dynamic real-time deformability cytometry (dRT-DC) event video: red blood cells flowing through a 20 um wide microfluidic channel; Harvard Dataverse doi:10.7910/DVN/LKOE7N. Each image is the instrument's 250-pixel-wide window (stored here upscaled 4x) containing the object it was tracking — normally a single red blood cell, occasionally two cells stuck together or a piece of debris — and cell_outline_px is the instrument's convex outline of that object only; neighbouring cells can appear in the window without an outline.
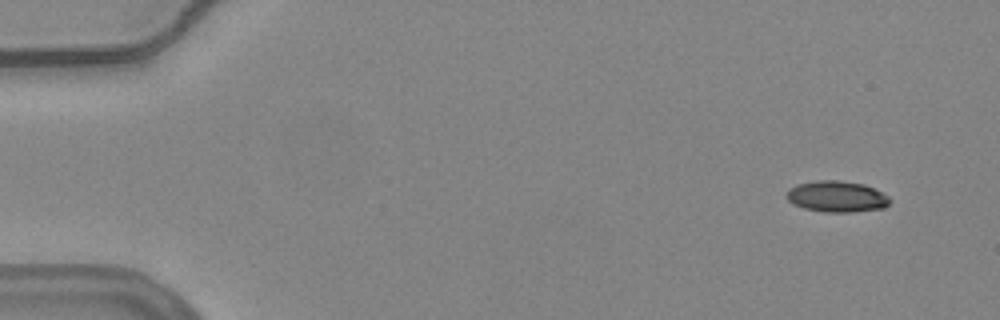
{"species": "common noctule bat (a hibernating species)", "species_latin": "Nyctalus noctula", "temperature_condition": "warm", "stored_images_in_passage": 8, "camera_frame_rate_fps": 3000, "um_per_image_px": 0.085, "animal": {"sex": "female", "body_mass_g": 24.6, "forearm_length_mm": 56.2}, "frame": {"image": 1, "passage_image": 1, "time_ms": 0.0, "image_size_px": [1000, 320], "cell_outline_px": [[892, 200], [884, 208], [852, 212], [824, 212], [804, 208], [792, 204], [788, 200], [788, 188], [796, 184], [816, 180], [836, 180], [864, 184], [888, 196]], "centroid_in_image_um": [71.11, 16.71], "position_along_channel_um": 13.9, "area_um2": 18.73}}